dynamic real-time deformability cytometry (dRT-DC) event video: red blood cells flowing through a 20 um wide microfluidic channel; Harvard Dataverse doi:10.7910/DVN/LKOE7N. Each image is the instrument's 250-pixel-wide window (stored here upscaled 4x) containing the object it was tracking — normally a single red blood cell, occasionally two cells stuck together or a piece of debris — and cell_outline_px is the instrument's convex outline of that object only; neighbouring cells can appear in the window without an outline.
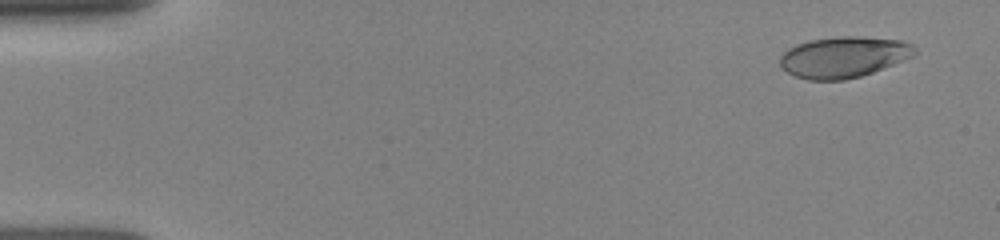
{"species": "human", "species_latin": "Homo sapiens", "temperature_condition": "room temperature", "stored_images_in_passage": 56, "camera_frame_rate_fps": 3000, "um_per_image_px": 0.085, "donor": {"sex": "female"}, "frame": {"image": 1, "passage_image": 2, "time_ms": 0.333, "image_size_px": [1000, 240], "cell_outline_px": [[916, 52], [912, 56], [904, 60], [872, 72], [860, 76], [844, 80], [808, 80], [796, 76], [788, 72], [780, 64], [780, 56], [788, 48], [796, 44], [812, 40], [840, 36], [856, 36], [900, 40], [912, 44], [916, 48]], "centroid_in_image_um": [71.7, 4.85], "position_along_channel_um": 13.3, "area_um2": 31.96}}
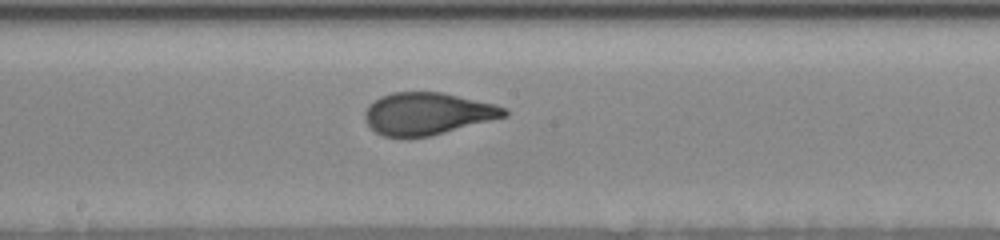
{"frame": {"image": 2, "passage_image": 33, "time_ms": 8.333, "image_size_px": [1000, 240], "cell_outline_px": [[508, 116], [428, 136], [408, 140], [384, 136], [376, 132], [364, 120], [364, 112], [368, 104], [380, 96], [392, 92], [440, 92], [496, 104], [508, 108]], "centroid_in_image_um": [36.3, 9.67], "position_along_channel_um": 211.9, "area_um2": 34.68}}
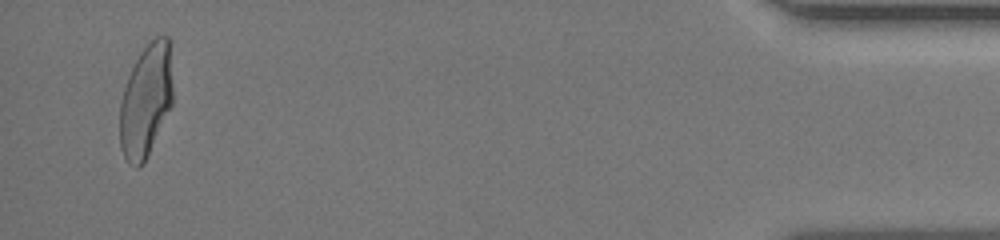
{"frame": {"image": 3, "passage_image": 55, "time_ms": 15.333, "image_size_px": [1000, 240], "cell_outline_px": [[172, 104], [144, 164], [140, 168], [136, 168], [128, 164], [120, 148], [120, 100], [128, 76], [140, 52], [156, 36], [168, 36], [172, 40]], "centroid_in_image_um": [12.42, 8.54], "position_along_channel_um": 422.8, "area_um2": 35.43}}